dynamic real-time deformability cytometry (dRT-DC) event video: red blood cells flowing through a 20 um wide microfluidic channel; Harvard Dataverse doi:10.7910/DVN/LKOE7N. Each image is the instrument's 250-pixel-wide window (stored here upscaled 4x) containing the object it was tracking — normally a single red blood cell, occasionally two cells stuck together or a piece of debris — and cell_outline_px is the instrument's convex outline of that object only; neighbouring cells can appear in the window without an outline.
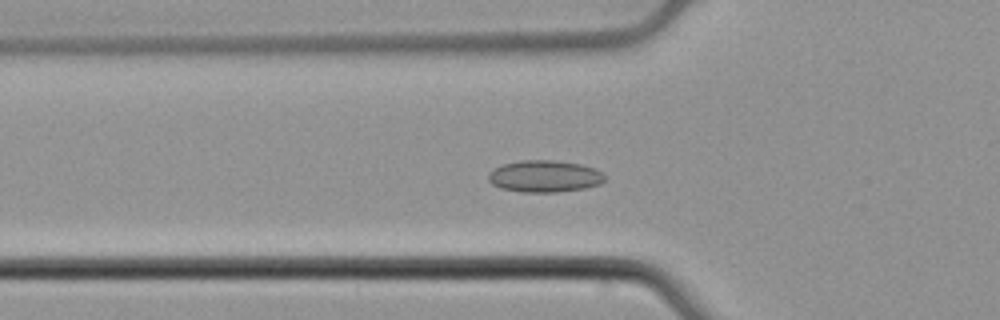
{"species": "common noctule bat (a hibernating species)", "species_latin": "Nyctalus noctula", "temperature_condition": "cold", "stored_images_in_passage": 56, "camera_frame_rate_fps": 3000, "um_per_image_px": 0.085, "animal": {"sex": "male", "body_mass_g": 21.5, "forearm_length_mm": 52.0}, "frame": {"image": 1, "passage_image": 20, "time_ms": 6.333, "image_size_px": [1000, 320], "cell_outline_px": [[604, 180], [600, 184], [584, 188], [556, 192], [520, 192], [500, 188], [492, 184], [488, 180], [488, 172], [504, 164], [520, 160], [552, 160], [580, 164], [596, 168], [604, 176]], "centroid_in_image_um": [46.26, 14.98], "position_along_channel_um": 79.5, "area_um2": 21.56}}
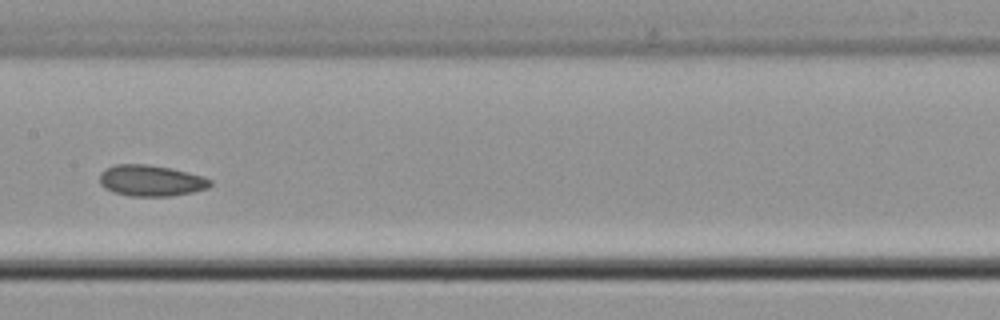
{"frame": {"image": 2, "passage_image": 29, "time_ms": 9.333, "image_size_px": [1000, 320], "cell_outline_px": [[212, 184], [208, 188], [192, 192], [172, 196], [128, 196], [112, 192], [104, 188], [100, 184], [100, 172], [104, 168], [116, 164], [144, 164], [168, 168], [188, 172], [204, 176], [212, 180]], "centroid_in_image_um": [12.81, 15.36], "position_along_channel_um": 194.6, "area_um2": 20.23}}
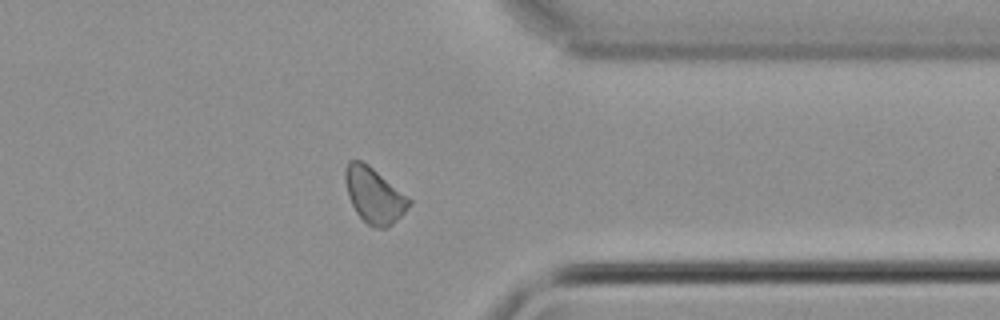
{"frame": {"image": 3, "passage_image": 44, "time_ms": 14.333, "image_size_px": [1000, 320], "cell_outline_px": [[412, 204], [392, 224], [384, 228], [372, 228], [356, 212], [348, 196], [344, 180], [344, 168], [348, 160], [360, 160], [368, 164], [408, 196], [412, 200]], "centroid_in_image_um": [31.78, 16.58], "position_along_channel_um": 379.6, "area_um2": 20.69}, "authors_computed_cell_mechanics": {"area_um2": 20.4034, "velocity_mm_per_s": 3.8463, "shape_relaxation_time_tau1_ms": null, "shape_relaxation_time_tau2_ms": 6.0367, "deformation_change_tau1": null, "deformation_change_tau2": 0.0998}}